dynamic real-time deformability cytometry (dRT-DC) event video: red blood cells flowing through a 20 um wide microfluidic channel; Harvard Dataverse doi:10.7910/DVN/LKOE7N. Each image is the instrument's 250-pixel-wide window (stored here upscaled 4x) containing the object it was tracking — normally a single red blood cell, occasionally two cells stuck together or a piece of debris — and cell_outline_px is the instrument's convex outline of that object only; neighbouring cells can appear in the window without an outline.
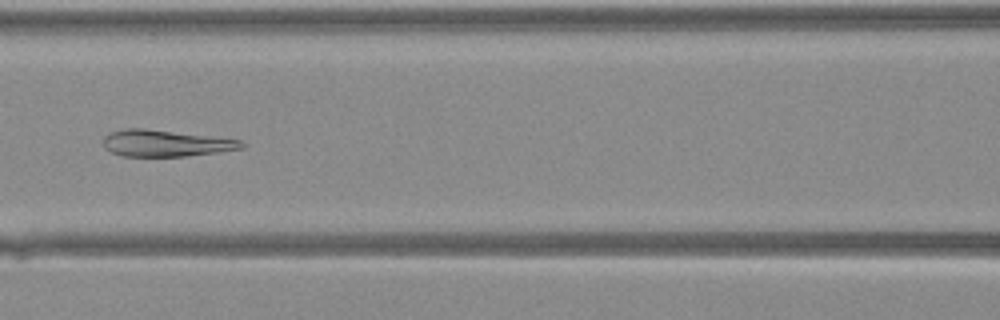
{"species": "Egyptian fruit bat (a non-hibernating species)", "species_latin": "Rousettus aegyptiacus", "temperature_condition": "warm", "stored_images_in_passage": 36, "camera_frame_rate_fps": 3000, "um_per_image_px": 0.085, "animal": {"sex": "female"}, "frame": {"image": 1, "passage_image": 14, "time_ms": 4.333, "image_size_px": [1000, 320], "cell_outline_px": [[244, 148], [216, 152], [184, 156], [120, 156], [104, 148], [104, 136], [112, 132], [124, 128], [144, 128], [240, 140], [244, 144]], "centroid_in_image_um": [14.02, 12.18], "position_along_channel_um": 152.6, "area_um2": 21.1}}
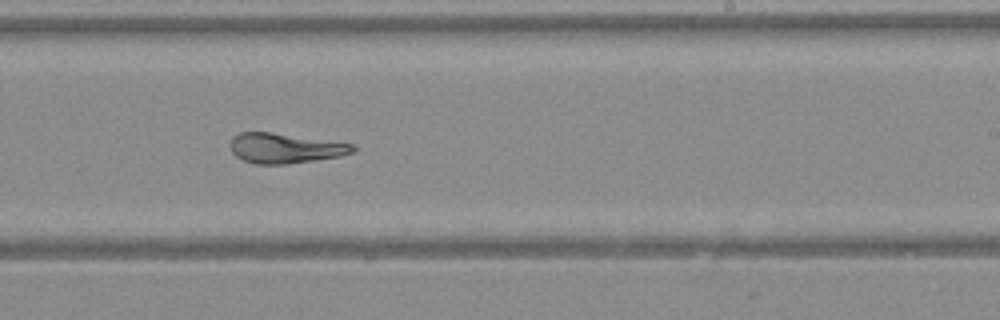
{"frame": {"image": 2, "passage_image": 21, "time_ms": 6.667, "image_size_px": [1000, 320], "cell_outline_px": [[356, 152], [340, 156], [288, 164], [256, 164], [244, 160], [236, 156], [232, 152], [228, 144], [232, 136], [240, 132], [272, 132], [356, 144]], "centroid_in_image_um": [24.23, 12.59], "position_along_channel_um": 264.8, "area_um2": 21.68}}
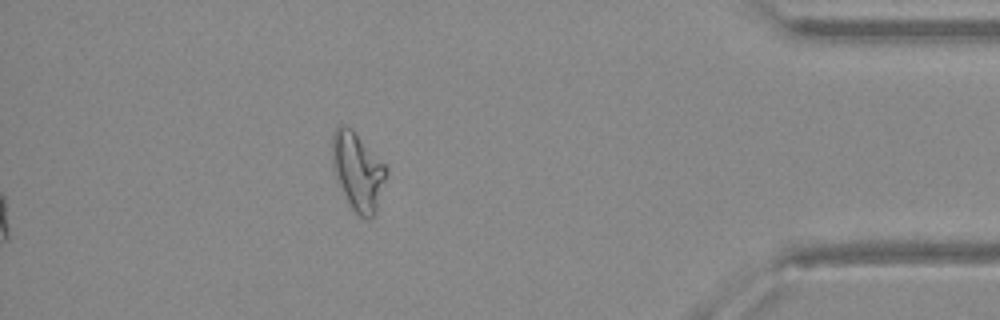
{"frame": {"image": 3, "passage_image": 32, "time_ms": 10.333, "image_size_px": [1000, 320], "cell_outline_px": [[388, 172], [376, 212], [368, 220], [364, 220], [352, 208], [336, 180], [332, 164], [332, 136], [336, 128], [340, 124], [344, 124], [352, 128], [388, 168]], "centroid_in_image_um": [30.41, 14.55], "position_along_channel_um": 404.8, "area_um2": 24.62}}